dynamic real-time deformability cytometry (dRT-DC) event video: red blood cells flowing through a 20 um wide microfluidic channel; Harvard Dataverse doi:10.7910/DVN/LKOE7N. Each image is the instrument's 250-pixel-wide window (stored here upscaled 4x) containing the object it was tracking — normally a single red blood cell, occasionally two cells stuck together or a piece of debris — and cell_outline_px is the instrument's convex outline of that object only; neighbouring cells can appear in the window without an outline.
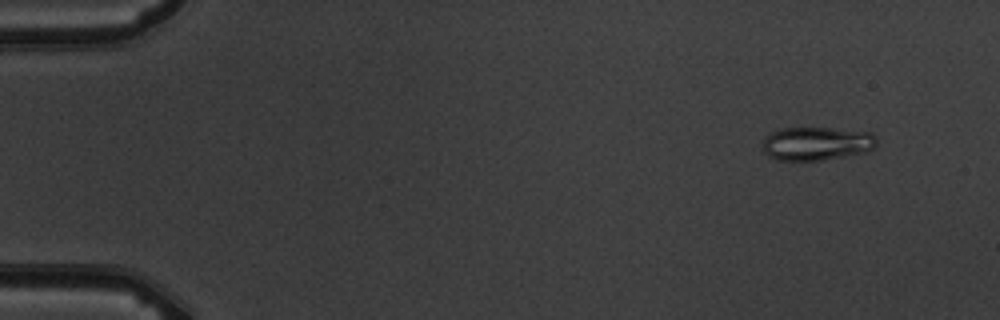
{"species": "common noctule bat (a hibernating species)", "species_latin": "Nyctalus noctula", "temperature_condition": "warm", "stored_images_in_passage": 5, "camera_frame_rate_fps": 3000, "um_per_image_px": 0.085, "animal": {"sex": "male", "body_mass_g": 19.5, "forearm_length_mm": 54.6}, "frame": {"image": 1, "passage_image": 2, "time_ms": 1.0, "image_size_px": [1000, 320], "cell_outline_px": [[876, 144], [872, 148], [864, 152], [824, 160], [776, 160], [768, 156], [764, 152], [764, 136], [780, 128], [832, 128], [872, 132], [876, 136]], "centroid_in_image_um": [69.4, 12.19], "position_along_channel_um": 15.6, "area_um2": 22.25}}